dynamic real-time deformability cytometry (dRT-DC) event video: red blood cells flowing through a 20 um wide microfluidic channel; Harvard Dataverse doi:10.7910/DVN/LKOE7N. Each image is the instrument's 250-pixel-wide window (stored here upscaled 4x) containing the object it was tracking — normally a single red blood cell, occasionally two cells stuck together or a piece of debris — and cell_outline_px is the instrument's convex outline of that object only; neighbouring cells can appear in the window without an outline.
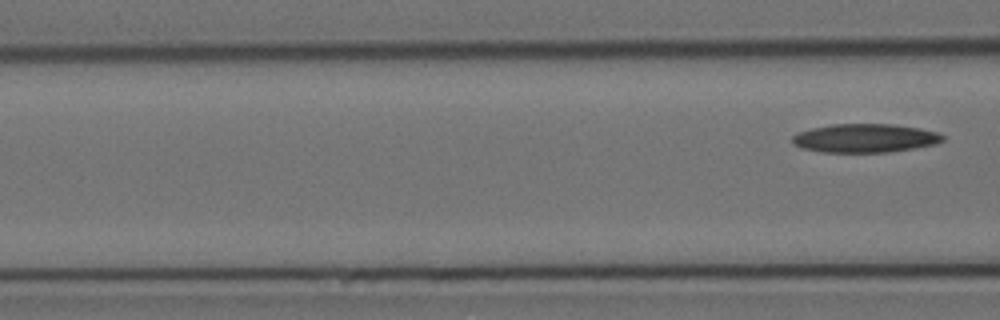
{"species": "Egyptian fruit bat (a non-hibernating species)", "species_latin": "Rousettus aegyptiacus", "temperature_condition": "cold", "stored_images_in_passage": 7, "segment_of_instrument_passage": [2, 2], "camera_frame_rate_fps": 3000, "um_per_image_px": 0.085, "animal": {"sex": "female"}, "frame": {"image": 1, "passage_image": 7, "time_ms": 7.0, "image_size_px": [1000, 320], "cell_outline_px": [[944, 140], [936, 144], [888, 152], [820, 152], [800, 148], [792, 144], [792, 136], [800, 132], [812, 128], [832, 124], [892, 124], [920, 128], [936, 132], [944, 136]], "centroid_in_image_um": [73.5, 11.74], "position_along_channel_um": 93.1, "area_um2": 25.09}}